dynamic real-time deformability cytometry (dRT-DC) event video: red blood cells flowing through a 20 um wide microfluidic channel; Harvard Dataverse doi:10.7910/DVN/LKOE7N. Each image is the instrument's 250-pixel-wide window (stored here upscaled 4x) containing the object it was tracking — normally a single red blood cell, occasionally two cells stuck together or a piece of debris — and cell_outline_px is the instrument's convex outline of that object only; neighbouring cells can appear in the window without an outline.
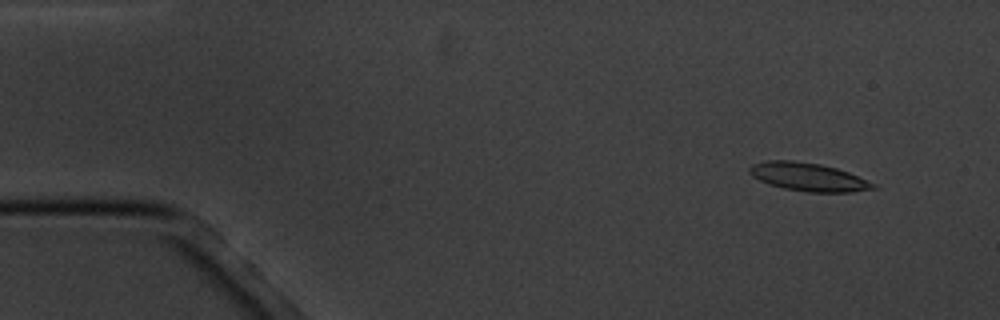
{"species": "common noctule bat (a hibernating species)", "species_latin": "Nyctalus noctula", "temperature_condition": "cold", "stored_images_in_passage": 5, "camera_frame_rate_fps": 3000, "um_per_image_px": 0.085, "animal": {"sex": "male", "body_mass_g": 20.1, "forearm_length_mm": 53.5}, "frame": {"image": 1, "passage_image": 2, "time_ms": 1.333, "image_size_px": [1000, 320], "cell_outline_px": [[880, 188], [852, 192], [808, 192], [784, 188], [768, 184], [752, 176], [748, 172], [748, 168], [752, 164], [764, 160], [792, 160], [820, 164], [836, 168], [848, 172], [876, 184]], "centroid_in_image_um": [68.69, 15.04], "position_along_channel_um": 16.3, "area_um2": 20.46}}
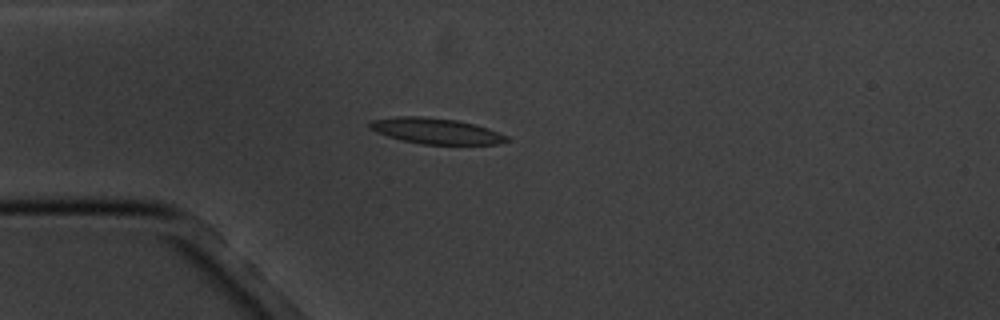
{"frame": {"image": 2, "passage_image": 5, "time_ms": 4.667, "image_size_px": [1000, 320], "cell_outline_px": [[512, 140], [496, 144], [424, 144], [400, 140], [376, 132], [368, 128], [368, 124], [372, 120], [396, 116], [420, 116], [456, 120], [488, 128], [508, 136]], "centroid_in_image_um": [37.04, 11.13], "position_along_channel_um": 48.0, "area_um2": 20.52}}